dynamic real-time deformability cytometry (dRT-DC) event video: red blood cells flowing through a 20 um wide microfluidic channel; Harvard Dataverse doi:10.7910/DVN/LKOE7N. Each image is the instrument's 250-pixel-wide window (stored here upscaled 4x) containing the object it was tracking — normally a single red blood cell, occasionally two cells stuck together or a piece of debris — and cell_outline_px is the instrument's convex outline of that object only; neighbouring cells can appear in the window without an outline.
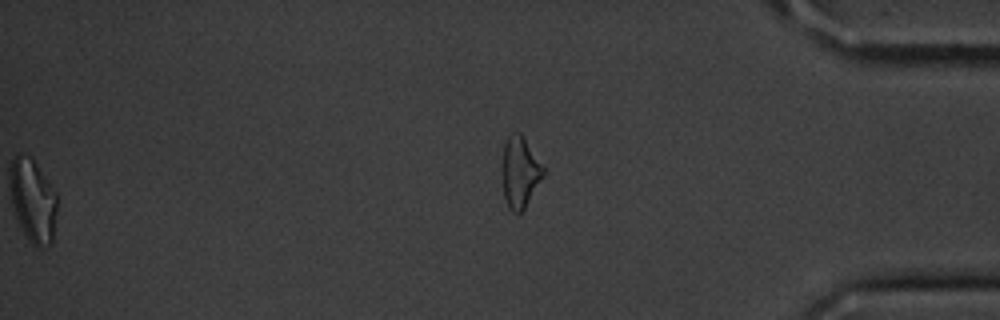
{"species": "common noctule bat (a hibernating species)", "species_latin": "Nyctalus noctula", "temperature_condition": "cold", "stored_images_in_passage": 44, "segment_of_instrument_passage": [2, 2], "camera_frame_rate_fps": 3000, "um_per_image_px": 0.085, "animal": {"sex": "male", "body_mass_g": 20.1, "forearm_length_mm": 53.5}, "frame": {"image": 1, "passage_image": 44, "time_ms": 14.333, "image_size_px": [1000, 320], "cell_outline_px": [[544, 176], [524, 208], [520, 212], [512, 212], [508, 208], [504, 196], [500, 168], [504, 144], [508, 136], [516, 132], [520, 132], [544, 168]], "centroid_in_image_um": [44.15, 14.64], "position_along_channel_um": 391.0, "area_um2": 17.11}}